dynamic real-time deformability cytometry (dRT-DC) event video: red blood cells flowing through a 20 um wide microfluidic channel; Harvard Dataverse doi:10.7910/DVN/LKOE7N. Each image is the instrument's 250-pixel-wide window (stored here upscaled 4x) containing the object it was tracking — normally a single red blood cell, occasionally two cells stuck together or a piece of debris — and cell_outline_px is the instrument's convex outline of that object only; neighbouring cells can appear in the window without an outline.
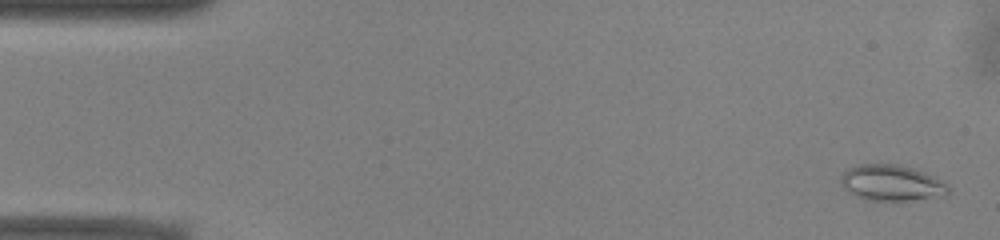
{"species": "common noctule bat (a hibernating species)", "species_latin": "Nyctalus noctula", "temperature_condition": "warm", "stored_images_in_passage": 52, "camera_frame_rate_fps": 3000, "um_per_image_px": 0.085, "animal": {"sex": "male", "body_mass_g": 13.0, "forearm_length_mm": 53.1}, "frame": {"image": 1, "passage_image": 2, "time_ms": 0.333, "image_size_px": [1000, 240], "cell_outline_px": [[952, 192], [944, 196], [908, 200], [868, 200], [856, 196], [848, 192], [840, 184], [840, 176], [848, 168], [860, 164], [896, 164], [912, 168], [924, 172], [948, 184], [952, 188]], "centroid_in_image_um": [75.8, 15.55], "position_along_channel_um": 9.2, "area_um2": 22.6}}
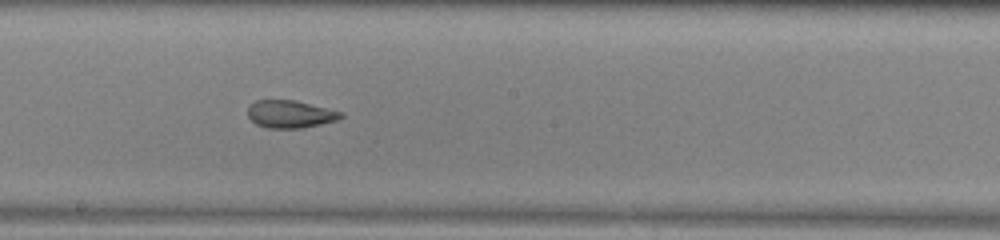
{"frame": {"image": 2, "passage_image": 28, "time_ms": 9.0, "image_size_px": [1000, 240], "cell_outline_px": [[344, 116], [340, 120], [304, 128], [264, 128], [256, 124], [248, 116], [248, 108], [256, 100], [296, 100], [344, 112]], "centroid_in_image_um": [24.73, 9.71], "position_along_channel_um": 223.5, "area_um2": 15.2}}
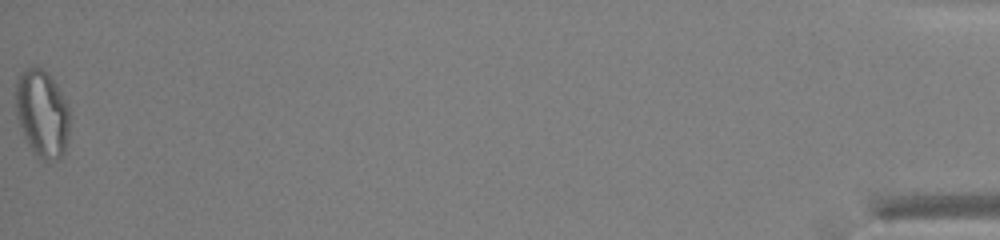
{"frame": {"image": 3, "passage_image": 52, "time_ms": 17.0, "image_size_px": [1000, 240], "cell_outline_px": [[68, 136], [64, 152], [56, 160], [44, 160], [36, 156], [32, 152], [24, 136], [16, 116], [16, 80], [20, 72], [28, 68], [40, 68], [56, 84], [68, 108]], "centroid_in_image_um": [3.55, 9.68], "position_along_channel_um": 431.7, "area_um2": 26.99}, "authors_computed_cell_mechanics": {"area_um2": 18.8139, "velocity_mm_per_s": 3.9525, "shape_relaxation_time_tau1_ms": null, "shape_relaxation_time_tau2_ms": 2.3251, "deformation_change_tau1": null, "deformation_change_tau2": 0.0811}}